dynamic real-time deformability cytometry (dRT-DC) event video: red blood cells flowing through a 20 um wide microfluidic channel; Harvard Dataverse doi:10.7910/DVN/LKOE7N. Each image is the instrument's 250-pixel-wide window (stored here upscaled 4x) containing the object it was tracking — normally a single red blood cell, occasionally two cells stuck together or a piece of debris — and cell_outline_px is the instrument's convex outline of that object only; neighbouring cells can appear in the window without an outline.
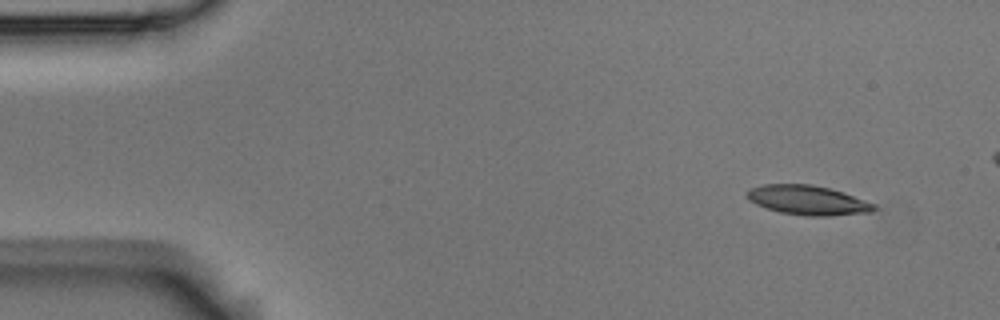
{"species": "Egyptian fruit bat (a non-hibernating species)", "species_latin": "Rousettus aegyptiacus", "temperature_condition": "room temperature", "stored_images_in_passage": 4, "camera_frame_rate_fps": 3000, "um_per_image_px": 0.085, "animal": {"sex": "male"}, "frame": {"image": 1, "passage_image": 1, "time_ms": 0.0, "image_size_px": [1000, 320], "cell_outline_px": [[876, 208], [872, 212], [832, 216], [804, 216], [780, 212], [756, 204], [748, 200], [748, 192], [752, 188], [764, 184], [812, 184], [844, 192], [876, 204]], "centroid_in_image_um": [68.71, 17.02], "position_along_channel_um": 16.3, "area_um2": 21.79}}